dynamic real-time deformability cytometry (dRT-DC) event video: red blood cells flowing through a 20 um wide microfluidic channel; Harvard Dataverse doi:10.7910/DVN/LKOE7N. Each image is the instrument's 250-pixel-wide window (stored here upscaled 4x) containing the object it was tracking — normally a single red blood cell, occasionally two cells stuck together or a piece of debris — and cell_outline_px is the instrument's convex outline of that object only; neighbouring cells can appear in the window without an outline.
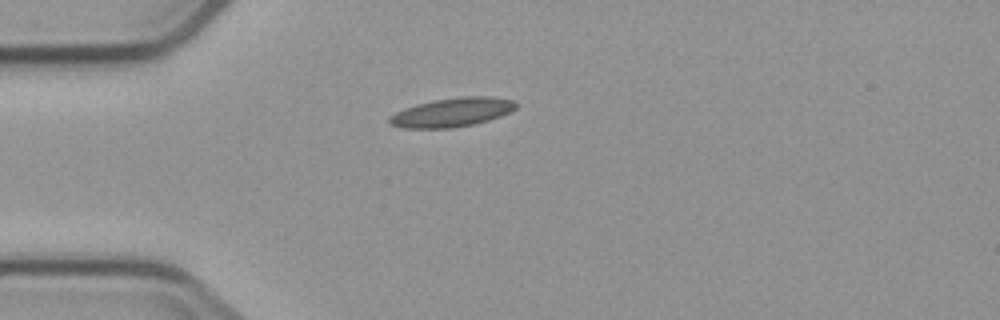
{"species": "common noctule bat (a hibernating species)", "species_latin": "Nyctalus noctula", "temperature_condition": "cold", "stored_images_in_passage": 3, "camera_frame_rate_fps": 3000, "um_per_image_px": 0.085, "animal": {"sex": "male", "body_mass_g": 23.1, "forearm_length_mm": 52.7}, "frame": {"image": 1, "passage_image": 1, "time_ms": 0.0, "image_size_px": [1000, 320], "cell_outline_px": [[516, 108], [500, 116], [488, 120], [472, 124], [452, 128], [404, 128], [388, 124], [388, 116], [404, 108], [416, 104], [432, 100], [460, 96], [488, 96], [516, 100]], "centroid_in_image_um": [38.39, 9.54], "position_along_channel_um": 46.6, "area_um2": 21.44}}
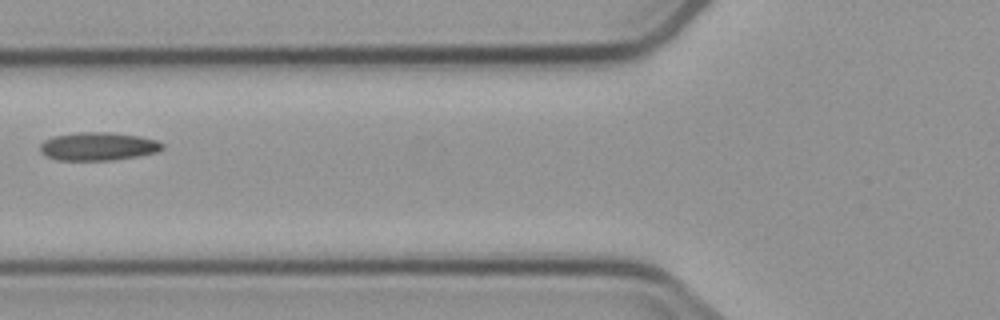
{"frame": {"image": 2, "passage_image": 3, "time_ms": 2.333, "image_size_px": [1000, 320], "cell_outline_px": [[164, 148], [156, 152], [136, 156], [112, 160], [56, 160], [44, 156], [40, 152], [40, 144], [44, 140], [52, 136], [80, 132], [108, 132], [140, 136], [156, 140], [164, 144]], "centroid_in_image_um": [8.3, 12.44], "position_along_channel_um": 117.5, "area_um2": 20.17}}